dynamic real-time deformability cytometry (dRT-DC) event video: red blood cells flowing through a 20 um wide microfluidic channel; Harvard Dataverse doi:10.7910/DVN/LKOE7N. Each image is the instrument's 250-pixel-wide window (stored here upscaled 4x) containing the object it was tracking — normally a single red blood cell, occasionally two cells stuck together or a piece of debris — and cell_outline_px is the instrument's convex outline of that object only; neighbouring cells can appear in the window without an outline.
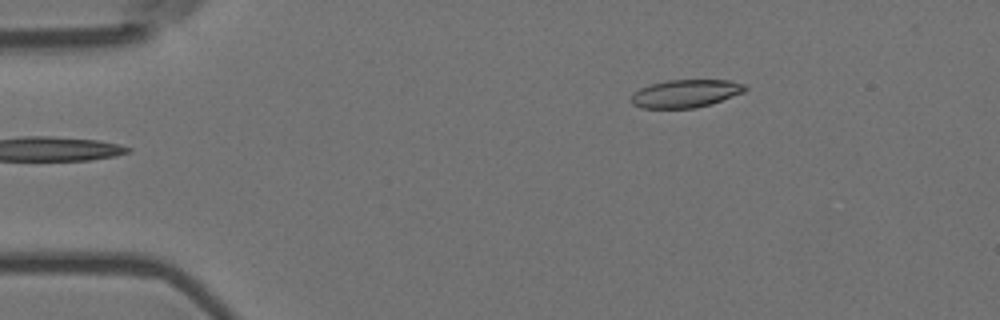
{"species": "Egyptian fruit bat (a non-hibernating species)", "species_latin": "Rousettus aegyptiacus", "temperature_condition": "room temperature", "stored_images_in_passage": 6, "camera_frame_rate_fps": 3000, "um_per_image_px": 0.085, "animal": {"sex": "female"}, "frame": {"image": 1, "passage_image": 6, "time_ms": 1.667, "image_size_px": [1000, 320], "cell_outline_px": [[748, 88], [744, 92], [712, 104], [696, 108], [640, 108], [632, 104], [632, 96], [640, 88], [652, 84], [668, 80], [728, 80], [744, 84]], "centroid_in_image_um": [58.31, 7.96], "position_along_channel_um": 26.7, "area_um2": 18.44}}